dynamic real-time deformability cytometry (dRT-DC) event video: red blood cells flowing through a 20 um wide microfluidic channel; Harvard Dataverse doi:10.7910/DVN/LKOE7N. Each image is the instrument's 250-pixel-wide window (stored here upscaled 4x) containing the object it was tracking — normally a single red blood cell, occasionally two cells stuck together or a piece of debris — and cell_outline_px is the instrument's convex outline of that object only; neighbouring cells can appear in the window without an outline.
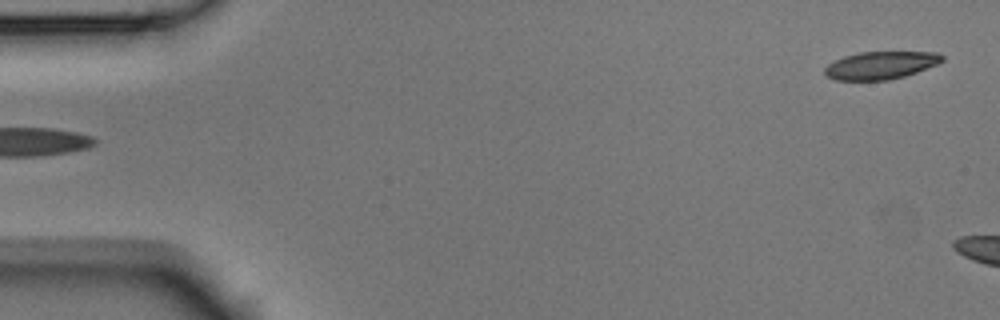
{"species": "Egyptian fruit bat (a non-hibernating species)", "species_latin": "Rousettus aegyptiacus", "temperature_condition": "room temperature", "stored_images_in_passage": 3, "segment_of_instrument_passage": [2, 2], "camera_frame_rate_fps": 3000, "um_per_image_px": 0.085, "animal": {"sex": "male"}, "frame": {"image": 1, "passage_image": 3, "time_ms": 0.667, "image_size_px": [1000, 320], "cell_outline_px": [[944, 60], [936, 64], [916, 72], [904, 76], [888, 80], [836, 80], [828, 76], [824, 72], [824, 68], [828, 64], [844, 56], [860, 52], [940, 52], [944, 56]], "centroid_in_image_um": [74.87, 5.54], "position_along_channel_um": 10.1, "area_um2": 18.84}}